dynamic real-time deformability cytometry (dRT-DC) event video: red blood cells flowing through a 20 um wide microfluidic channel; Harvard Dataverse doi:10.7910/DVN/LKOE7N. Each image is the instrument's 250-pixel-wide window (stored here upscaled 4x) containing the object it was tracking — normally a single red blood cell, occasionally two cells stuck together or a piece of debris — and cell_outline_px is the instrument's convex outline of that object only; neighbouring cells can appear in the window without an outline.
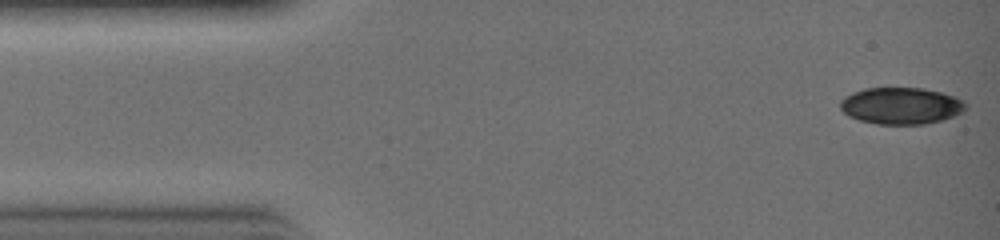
{"species": "common noctule bat (a hibernating species)", "species_latin": "Nyctalus noctula", "temperature_condition": "warm", "stored_images_in_passage": 6, "camera_frame_rate_fps": 3000, "um_per_image_px": 0.085, "animal": {"sex": "female", "body_mass_g": 19.0, "forearm_length_mm": 51.5}, "frame": {"image": 1, "passage_image": 1, "time_ms": 0.0, "image_size_px": [1000, 240], "cell_outline_px": [[968, 108], [952, 116], [940, 120], [920, 124], [876, 124], [860, 120], [848, 116], [840, 108], [840, 100], [844, 96], [852, 92], [864, 88], [920, 88], [940, 92], [952, 96], [960, 100]], "centroid_in_image_um": [76.51, 8.99], "position_along_channel_um": 8.5, "area_um2": 26.53}}